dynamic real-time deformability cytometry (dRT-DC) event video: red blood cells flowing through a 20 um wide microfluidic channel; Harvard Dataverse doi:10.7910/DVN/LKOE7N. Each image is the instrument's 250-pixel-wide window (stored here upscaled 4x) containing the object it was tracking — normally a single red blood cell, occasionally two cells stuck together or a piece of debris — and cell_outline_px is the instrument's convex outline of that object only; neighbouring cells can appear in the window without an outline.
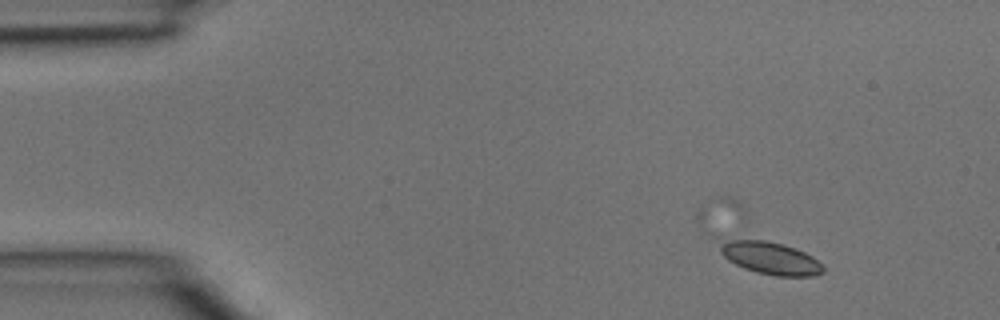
{"species": "common noctule bat (a hibernating species)", "species_latin": "Nyctalus noctula", "temperature_condition": "room temperature", "stored_images_in_passage": 4, "camera_frame_rate_fps": 3000, "um_per_image_px": 0.085, "animal": {"sex": "male", "body_mass_g": 15.6}, "frame": {"image": 1, "passage_image": 1, "time_ms": 0.0, "image_size_px": [1000, 320], "cell_outline_px": [[824, 272], [812, 276], [776, 276], [756, 272], [744, 268], [728, 260], [720, 252], [704, 232], [708, 232], [764, 240], [784, 244], [796, 248], [812, 256], [824, 268]], "centroid_in_image_um": [65.1, 21.77], "position_along_channel_um": 19.9, "area_um2": 21.5}}